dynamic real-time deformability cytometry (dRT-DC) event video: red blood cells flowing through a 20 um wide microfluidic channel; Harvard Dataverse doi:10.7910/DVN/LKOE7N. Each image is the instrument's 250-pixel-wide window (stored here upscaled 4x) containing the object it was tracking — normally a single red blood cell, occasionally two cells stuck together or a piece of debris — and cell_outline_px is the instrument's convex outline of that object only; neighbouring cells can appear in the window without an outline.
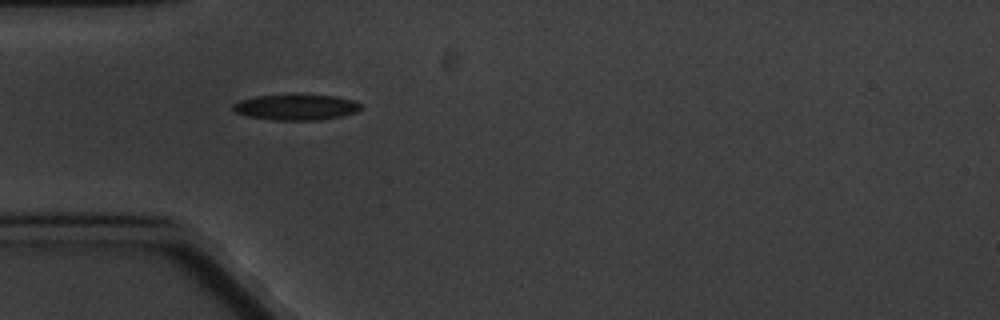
{"species": "common noctule bat (a hibernating species)", "species_latin": "Nyctalus noctula", "temperature_condition": "cold", "stored_images_in_passage": 2, "camera_frame_rate_fps": 3000, "um_per_image_px": 0.085, "animal": {"sex": "male", "body_mass_g": 20.1, "forearm_length_mm": 53.5}, "frame": {"image": 1, "passage_image": 1, "time_ms": 0.0, "image_size_px": [1000, 320], "cell_outline_px": [[360, 108], [356, 112], [340, 116], [320, 120], [272, 120], [248, 116], [236, 112], [232, 108], [232, 104], [240, 100], [256, 96], [336, 96], [352, 100], [360, 104]], "centroid_in_image_um": [25.14, 9.13], "position_along_channel_um": 59.9, "area_um2": 18.61}}